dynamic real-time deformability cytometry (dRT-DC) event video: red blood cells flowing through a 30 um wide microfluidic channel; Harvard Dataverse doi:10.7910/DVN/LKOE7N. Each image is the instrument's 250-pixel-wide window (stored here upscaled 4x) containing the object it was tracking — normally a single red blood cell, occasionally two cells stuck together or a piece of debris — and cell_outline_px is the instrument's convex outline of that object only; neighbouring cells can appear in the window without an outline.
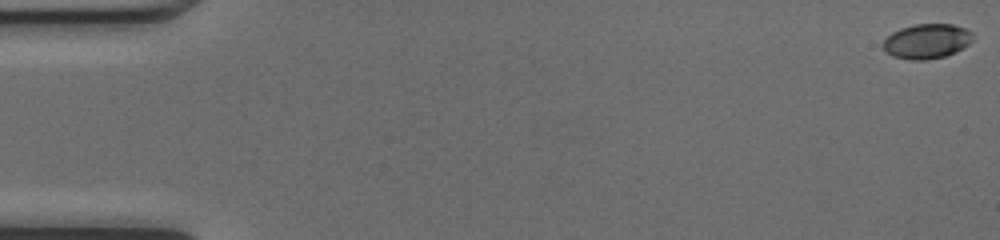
{"species": "common noctule bat (a hibernating species)", "species_latin": "Nyctalus noctula", "temperature_condition": "cold", "stored_images_in_passage": 49, "camera_frame_rate_fps": 3000, "um_per_image_px": 0.085, "animal": {"sex": "female", "body_mass_g": 17.0, "forearm_length_mm": 48.0}, "frame": {"image": 1, "passage_image": 1, "time_ms": 0.0, "image_size_px": [1000, 240], "cell_outline_px": [[972, 40], [968, 44], [944, 56], [924, 60], [908, 60], [892, 56], [884, 52], [884, 40], [892, 32], [900, 28], [916, 24], [952, 24], [964, 28], [972, 32]], "centroid_in_image_um": [78.73, 3.5], "position_along_channel_um": 6.3, "area_um2": 17.98}}
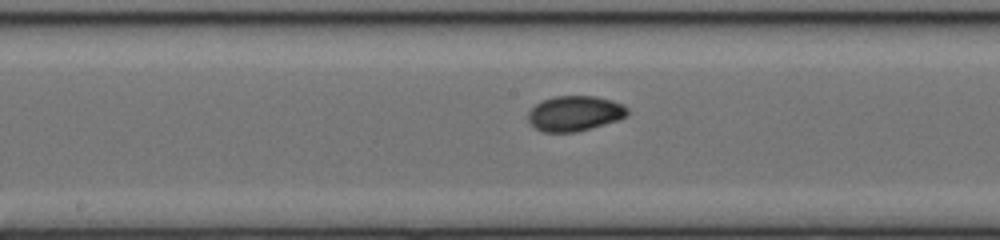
{"frame": {"image": 2, "passage_image": 26, "time_ms": 8.333, "image_size_px": [1000, 240], "cell_outline_px": [[628, 112], [624, 116], [616, 120], [604, 124], [576, 132], [544, 132], [536, 128], [528, 120], [528, 112], [536, 104], [544, 100], [556, 96], [596, 96], [612, 100], [628, 108]], "centroid_in_image_um": [48.83, 9.64], "position_along_channel_um": 199.4, "area_um2": 20.06}}
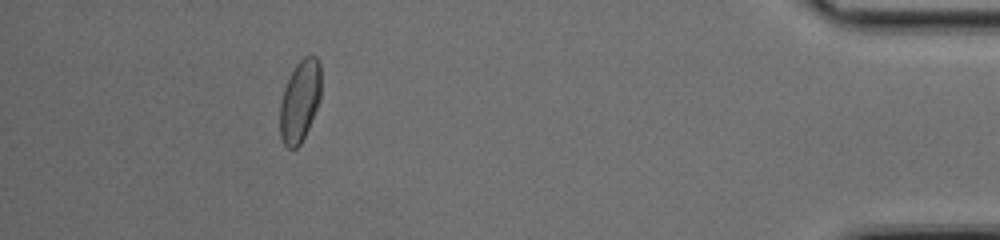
{"frame": {"image": 3, "passage_image": 45, "time_ms": 14.667, "image_size_px": [1000, 240], "cell_outline_px": [[320, 100], [308, 128], [300, 144], [296, 148], [288, 148], [284, 144], [280, 136], [280, 100], [284, 88], [296, 64], [304, 56], [316, 56], [320, 60]], "centroid_in_image_um": [25.49, 8.57], "position_along_channel_um": 409.7, "area_um2": 19.48}, "authors_computed_cell_mechanics": {"area_um2": 19.5942, "velocity_mm_per_s": 4.2612, "shape_relaxation_time_tau1_ms": 3.71, "shape_relaxation_time_tau2_ms": 1.0759, "deformation_change_tau1": 0.118, "deformation_change_tau2": 0.0338}}